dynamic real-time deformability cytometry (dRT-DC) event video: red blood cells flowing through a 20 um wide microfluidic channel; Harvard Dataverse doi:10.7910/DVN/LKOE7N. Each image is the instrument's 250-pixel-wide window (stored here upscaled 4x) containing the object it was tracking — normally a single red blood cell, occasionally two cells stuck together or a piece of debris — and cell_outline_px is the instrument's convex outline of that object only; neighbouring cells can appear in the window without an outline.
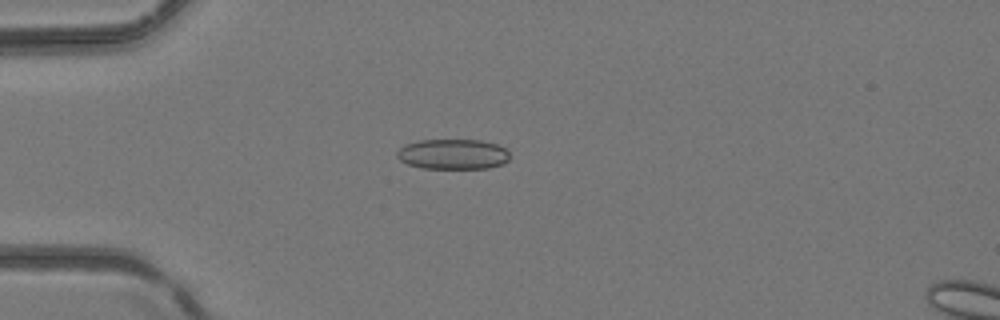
{"species": "common noctule bat (a hibernating species)", "species_latin": "Nyctalus noctula", "temperature_condition": "room temperature", "stored_images_in_passage": 5, "camera_frame_rate_fps": 3000, "um_per_image_px": 0.085, "animal": {"sex": "female", "body_mass_g": 24.6, "forearm_length_mm": 56.2}, "frame": {"image": 1, "passage_image": 4, "time_ms": 1.0, "image_size_px": [1000, 320], "cell_outline_px": [[508, 160], [504, 164], [488, 168], [424, 168], [408, 164], [400, 160], [396, 156], [396, 152], [404, 144], [420, 140], [480, 140], [496, 144], [504, 148], [508, 152]], "centroid_in_image_um": [38.48, 13.1], "position_along_channel_um": 46.5, "area_um2": 19.83}}